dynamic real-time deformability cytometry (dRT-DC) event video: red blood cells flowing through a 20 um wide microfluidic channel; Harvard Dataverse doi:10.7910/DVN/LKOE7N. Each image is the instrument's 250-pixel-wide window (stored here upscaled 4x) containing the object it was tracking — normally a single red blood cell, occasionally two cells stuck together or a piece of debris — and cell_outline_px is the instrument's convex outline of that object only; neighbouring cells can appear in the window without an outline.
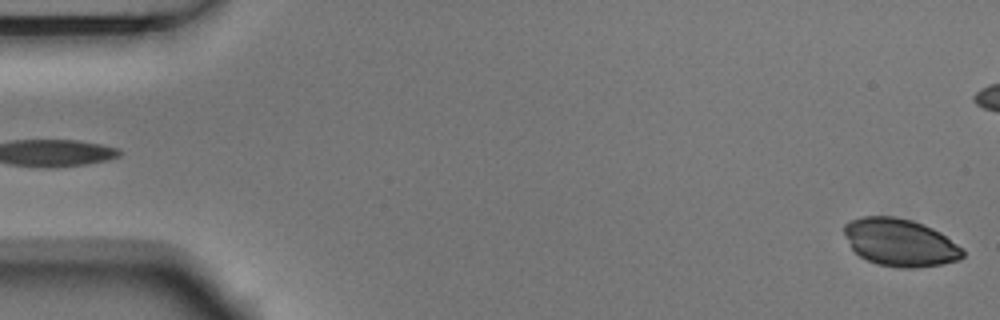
{"species": "Egyptian fruit bat (a non-hibernating species)", "species_latin": "Rousettus aegyptiacus", "temperature_condition": "room temperature", "stored_images_in_passage": 5, "segment_of_instrument_passage": [2, 2], "camera_frame_rate_fps": 3000, "um_per_image_px": 0.085, "animal": {"sex": "male"}, "frame": {"image": 1, "passage_image": 5, "time_ms": 1.333, "image_size_px": [1000, 320], "cell_outline_px": [[964, 256], [960, 260], [940, 264], [916, 268], [900, 268], [876, 264], [860, 256], [852, 248], [844, 232], [844, 224], [860, 216], [896, 216], [912, 220], [924, 224], [940, 232], [964, 248]], "centroid_in_image_um": [76.54, 20.61], "position_along_channel_um": 8.5, "area_um2": 33.0}}